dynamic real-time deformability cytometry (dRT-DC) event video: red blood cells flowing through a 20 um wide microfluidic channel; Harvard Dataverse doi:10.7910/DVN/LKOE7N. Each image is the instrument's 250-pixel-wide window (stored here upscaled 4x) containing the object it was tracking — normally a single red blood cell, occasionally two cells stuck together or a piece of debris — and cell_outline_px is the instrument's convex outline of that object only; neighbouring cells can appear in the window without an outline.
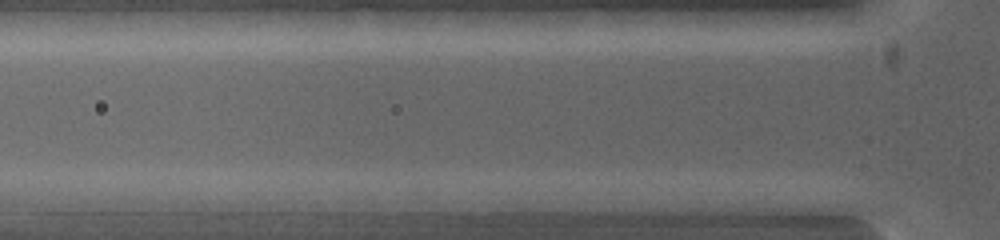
{"species": "common noctule bat (a hibernating species)", "species_latin": "Nyctalus noctula", "temperature_condition": "warm", "stored_images_in_passage": 4, "camera_frame_rate_fps": 5000, "um_per_image_px": 0.085, "animal": {"sex": "female", "body_mass_g": 19.0, "forearm_length_mm": 53.3}, "frame": {"image": 1, "passage_image": 2, "time_ms": 0.4, "image_size_px": [1000, 240], "cell_outline_px": [[624, 200], [544, 212], [516, 212], [500, 200], [524, 192], [608, 192]], "centroid_in_image_um": [47.28, 17.06], "position_along_channel_um": 78.5, "area_um2": 12.6}}